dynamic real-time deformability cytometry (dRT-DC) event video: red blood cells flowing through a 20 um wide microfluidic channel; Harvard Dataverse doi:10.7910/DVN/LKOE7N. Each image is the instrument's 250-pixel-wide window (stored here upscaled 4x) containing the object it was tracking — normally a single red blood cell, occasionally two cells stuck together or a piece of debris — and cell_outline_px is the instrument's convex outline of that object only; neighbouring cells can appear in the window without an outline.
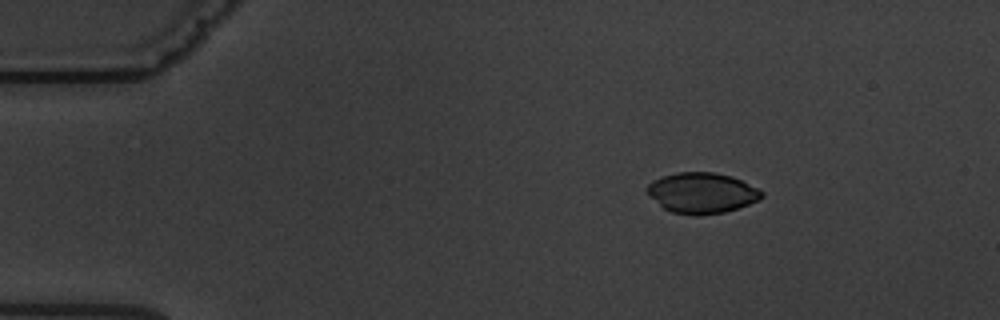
{"species": "common noctule bat (a hibernating species)", "species_latin": "Nyctalus noctula", "temperature_condition": "warm", "stored_images_in_passage": 6, "camera_frame_rate_fps": 3000, "um_per_image_px": 0.085, "animal": {"sex": "male", "body_mass_g": 19.5, "forearm_length_mm": 54.6}, "frame": {"image": 1, "passage_image": 3, "time_ms": 2.333, "image_size_px": [1000, 320], "cell_outline_px": [[764, 196], [760, 200], [724, 212], [696, 216], [672, 212], [664, 208], [644, 188], [652, 180], [660, 176], [676, 172], [712, 172], [732, 176], [764, 192]], "centroid_in_image_um": [59.65, 16.39], "position_along_channel_um": 25.3, "area_um2": 26.99}}